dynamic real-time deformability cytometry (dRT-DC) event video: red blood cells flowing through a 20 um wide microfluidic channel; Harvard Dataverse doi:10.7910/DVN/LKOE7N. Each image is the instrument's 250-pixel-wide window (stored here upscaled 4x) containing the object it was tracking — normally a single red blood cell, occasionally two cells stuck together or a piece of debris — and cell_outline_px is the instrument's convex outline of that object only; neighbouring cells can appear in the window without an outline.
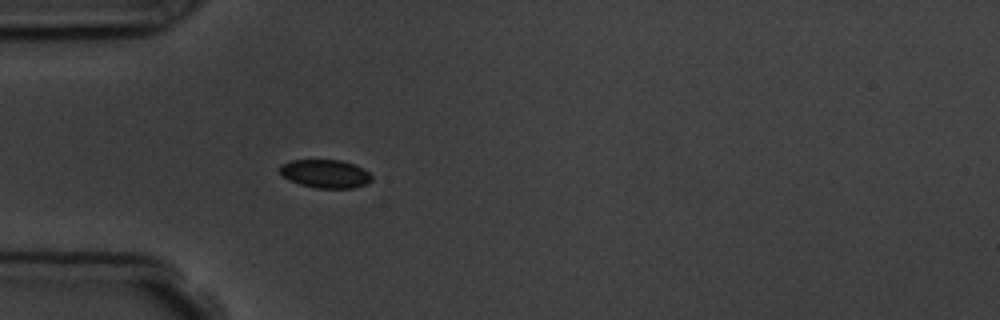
{"species": "common noctule bat (a hibernating species)", "species_latin": "Nyctalus noctula", "temperature_condition": "room temperature", "stored_images_in_passage": 4, "camera_frame_rate_fps": 3000, "um_per_image_px": 0.085, "animal": {"sex": "male", "body_mass_g": 19.5, "forearm_length_mm": 54.6}, "frame": {"image": 1, "passage_image": 4, "time_ms": 3.667, "image_size_px": [1000, 320], "cell_outline_px": [[372, 180], [364, 184], [352, 188], [316, 188], [300, 184], [288, 180], [280, 172], [280, 164], [288, 160], [340, 160], [364, 168], [372, 176]], "centroid_in_image_um": [27.63, 14.76], "position_along_channel_um": 57.4, "area_um2": 15.14}}